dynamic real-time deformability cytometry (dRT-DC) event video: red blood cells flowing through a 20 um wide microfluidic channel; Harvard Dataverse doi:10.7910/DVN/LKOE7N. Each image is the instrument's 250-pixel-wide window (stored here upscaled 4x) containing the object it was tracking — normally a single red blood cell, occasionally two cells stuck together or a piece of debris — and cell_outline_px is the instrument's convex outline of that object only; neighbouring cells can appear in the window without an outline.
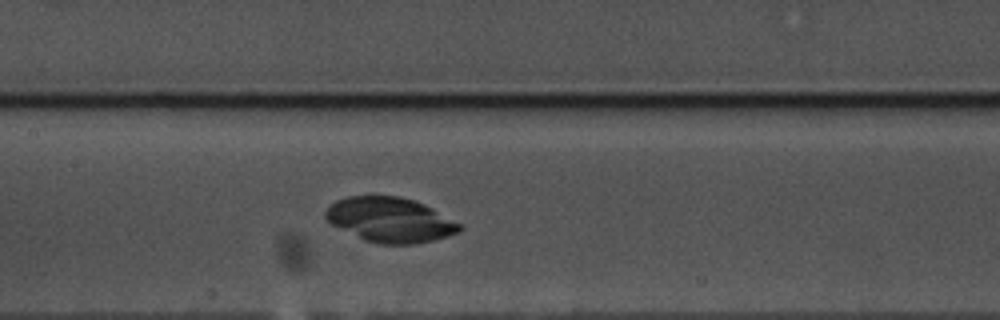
{"species": "common noctule bat (a hibernating species)", "species_latin": "Nyctalus noctula", "temperature_condition": "warm", "stored_images_in_passage": 49, "camera_frame_rate_fps": 3000, "um_per_image_px": 0.085, "animal": {"sex": "male", "body_mass_g": 17.5, "forearm_length_mm": 52.3}, "frame": {"image": 1, "passage_image": 28, "time_ms": 9.0, "image_size_px": [1000, 320], "cell_outline_px": [[464, 228], [460, 232], [448, 236], [416, 244], [380, 244], [364, 240], [332, 224], [324, 216], [324, 212], [336, 200], [348, 196], [400, 196], [424, 204], [464, 224]], "centroid_in_image_um": [33.21, 18.69], "position_along_channel_um": 174.2, "area_um2": 35.03}}
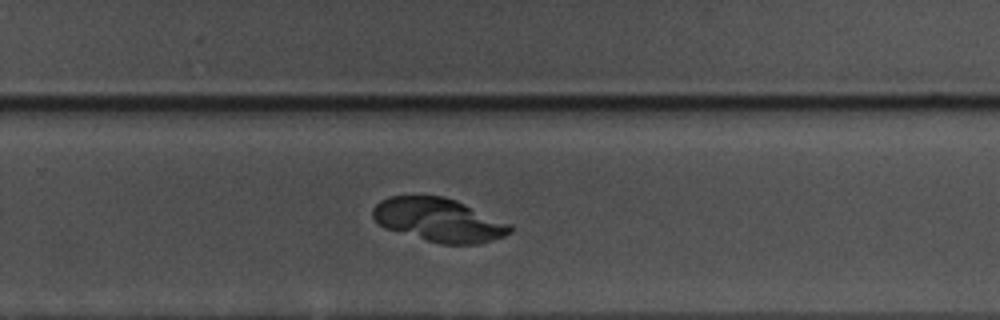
{"frame": {"image": 2, "passage_image": 38, "time_ms": 12.333, "image_size_px": [1000, 320], "cell_outline_px": [[512, 232], [504, 236], [492, 240], [476, 244], [440, 244], [384, 228], [376, 224], [372, 216], [372, 208], [380, 200], [388, 196], [444, 196], [456, 200], [512, 224]], "centroid_in_image_um": [37.28, 18.7], "position_along_channel_um": 292.5, "area_um2": 35.03}}